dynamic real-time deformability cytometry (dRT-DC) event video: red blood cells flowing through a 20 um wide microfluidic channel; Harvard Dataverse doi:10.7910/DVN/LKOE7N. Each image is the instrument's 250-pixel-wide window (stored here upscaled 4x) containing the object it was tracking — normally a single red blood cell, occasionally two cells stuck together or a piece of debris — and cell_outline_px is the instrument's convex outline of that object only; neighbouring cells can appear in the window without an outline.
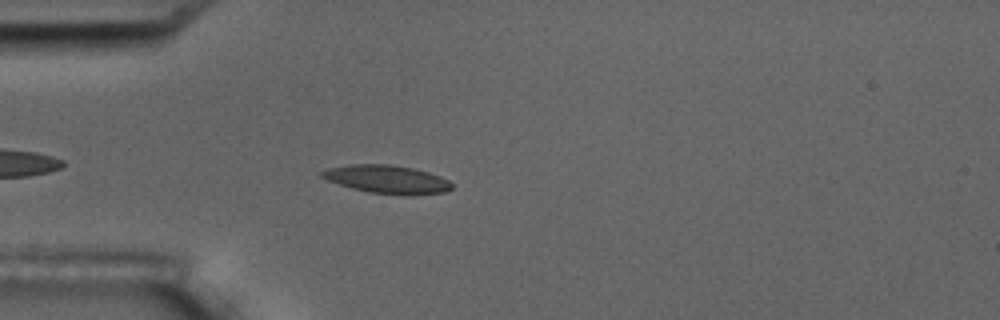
{"species": "common noctule bat (a hibernating species)", "species_latin": "Nyctalus noctula", "temperature_condition": "room temperature", "stored_images_in_passage": 1, "camera_frame_rate_fps": 3000, "um_per_image_px": 0.085, "animal": {"sex": "male", "body_mass_g": 17.5, "forearm_length_mm": 52.3}, "frame": {"image": 1, "passage_image": 1, "time_ms": 0.0, "image_size_px": [1000, 320], "cell_outline_px": [[452, 188], [444, 192], [404, 196], [372, 192], [352, 188], [328, 180], [320, 176], [320, 172], [328, 168], [348, 164], [392, 164], [412, 168], [428, 172], [440, 176], [448, 180], [452, 184]], "centroid_in_image_um": [32.9, 15.24], "position_along_channel_um": 52.1, "area_um2": 21.33}}